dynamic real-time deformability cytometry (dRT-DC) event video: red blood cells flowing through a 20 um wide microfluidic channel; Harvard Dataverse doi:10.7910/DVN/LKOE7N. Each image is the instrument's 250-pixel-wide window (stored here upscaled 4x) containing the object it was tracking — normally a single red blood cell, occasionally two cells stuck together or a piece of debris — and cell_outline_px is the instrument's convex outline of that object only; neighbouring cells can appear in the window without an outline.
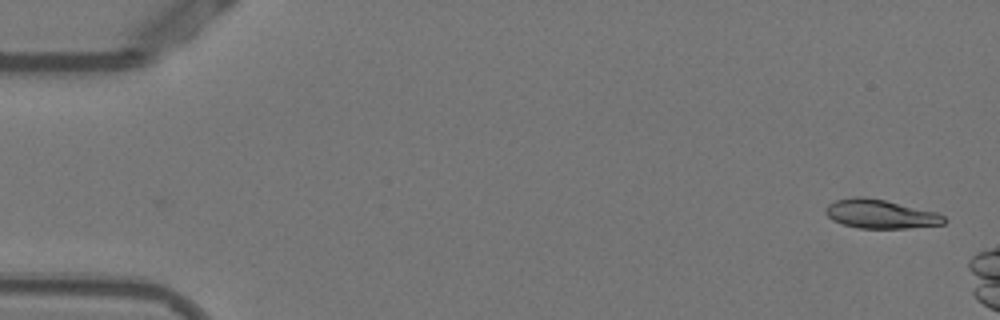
{"species": "Egyptian fruit bat (a non-hibernating species)", "species_latin": "Rousettus aegyptiacus", "temperature_condition": "warm", "stored_images_in_passage": 8, "camera_frame_rate_fps": 3000, "um_per_image_px": 0.085, "animal": {"sex": "female"}, "frame": {"image": 1, "passage_image": 1, "time_ms": 0.0, "image_size_px": [1000, 320], "cell_outline_px": [[948, 220], [944, 224], [908, 228], [860, 228], [844, 224], [832, 220], [824, 212], [824, 208], [828, 204], [836, 200], [856, 196], [864, 196], [884, 200], [936, 212], [944, 216]], "centroid_in_image_um": [74.83, 18.19], "position_along_channel_um": 10.2, "area_um2": 19.88}}